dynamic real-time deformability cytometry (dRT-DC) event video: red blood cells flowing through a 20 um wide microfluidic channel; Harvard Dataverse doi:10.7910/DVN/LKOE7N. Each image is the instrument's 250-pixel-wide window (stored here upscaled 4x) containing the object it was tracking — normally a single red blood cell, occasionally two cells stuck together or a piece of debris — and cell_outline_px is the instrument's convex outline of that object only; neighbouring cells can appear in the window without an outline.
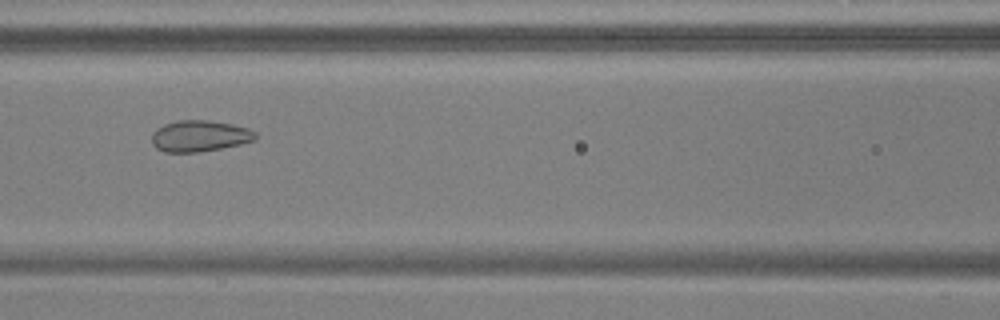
{"species": "common noctule bat (a hibernating species)", "species_latin": "Nyctalus noctula", "temperature_condition": "warm", "stored_images_in_passage": 39, "camera_frame_rate_fps": 3000, "um_per_image_px": 0.085, "animal": {"sex": "male", "body_mass_g": 17.9, "forearm_length_mm": 54.2}, "frame": {"image": 1, "passage_image": 10, "time_ms": 3.0, "image_size_px": [1000, 320], "cell_outline_px": [[256, 136], [252, 140], [240, 144], [200, 152], [164, 152], [156, 148], [152, 144], [152, 132], [156, 128], [164, 124], [176, 120], [208, 120], [232, 124], [248, 128], [256, 132]], "centroid_in_image_um": [16.92, 11.55], "position_along_channel_um": 149.7, "area_um2": 18.9}}
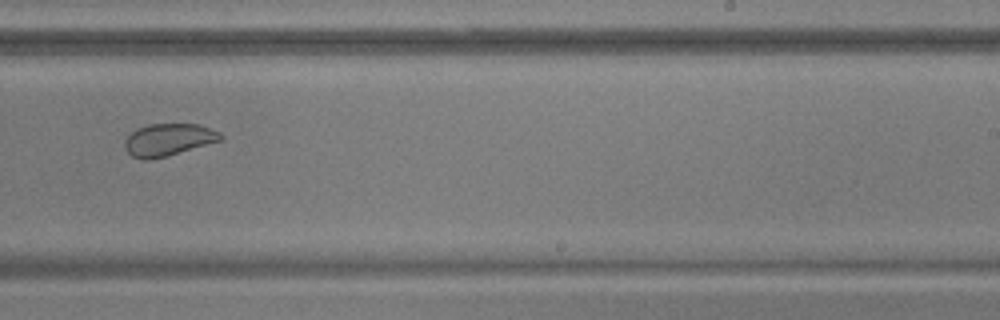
{"frame": {"image": 2, "passage_image": 20, "time_ms": 6.333, "image_size_px": [1000, 320], "cell_outline_px": [[224, 140], [164, 156], [148, 160], [140, 160], [132, 156], [128, 152], [124, 144], [124, 140], [136, 128], [148, 124], [200, 124], [220, 132], [224, 136]], "centroid_in_image_um": [14.33, 11.86], "position_along_channel_um": 274.7, "area_um2": 18.03}}
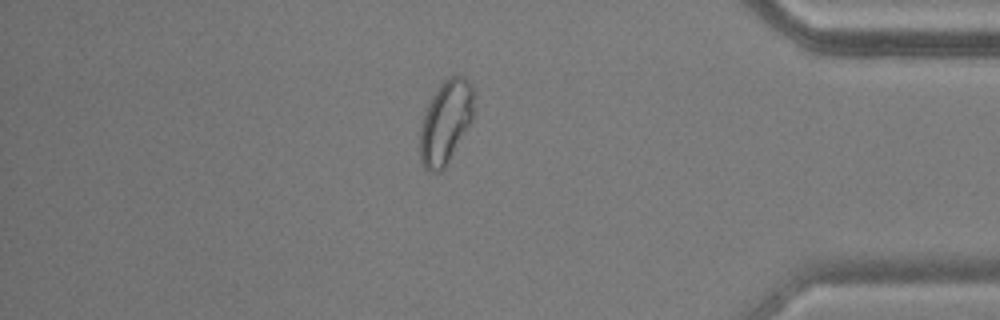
{"frame": {"image": 3, "passage_image": 32, "time_ms": 10.333, "image_size_px": [1000, 320], "cell_outline_px": [[472, 120], [444, 168], [440, 172], [428, 172], [424, 168], [420, 160], [420, 128], [428, 104], [432, 96], [440, 84], [448, 76], [464, 76], [472, 84]], "centroid_in_image_um": [37.85, 10.39], "position_along_channel_um": 397.3, "area_um2": 25.78}, "authors_computed_cell_mechanics": {"area_um2": 20.4034, "velocity_mm_per_s": 3.7621, "shape_relaxation_time_tau1_ms": null, "shape_relaxation_time_tau2_ms": 0.535, "deformation_change_tau1": null, "deformation_change_tau2": 0.0489}}